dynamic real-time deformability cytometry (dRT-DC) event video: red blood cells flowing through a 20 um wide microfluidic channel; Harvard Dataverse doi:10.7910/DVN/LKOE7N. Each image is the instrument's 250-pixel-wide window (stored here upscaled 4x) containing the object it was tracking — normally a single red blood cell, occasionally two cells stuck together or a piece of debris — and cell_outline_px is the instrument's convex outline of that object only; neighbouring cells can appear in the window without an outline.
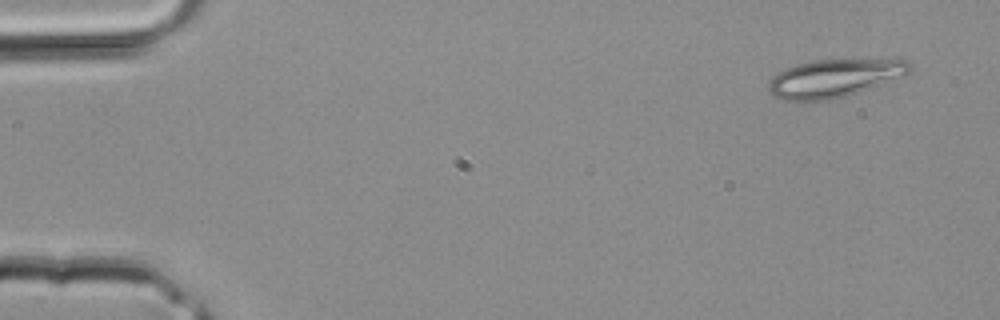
{"species": "common noctule bat (a hibernating species)", "species_latin": "Nyctalus noctula", "temperature_condition": "room temperature", "stored_images_in_passage": 4, "camera_frame_rate_fps": 3000, "um_per_image_px": 0.085, "animal": {"sex": "male", "body_mass_g": 20.4}, "frame": {"image": 1, "passage_image": 1, "time_ms": 0.0, "image_size_px": [1000, 320], "cell_outline_px": [[912, 68], [904, 76], [848, 96], [828, 100], [784, 100], [776, 96], [768, 88], [768, 80], [772, 76], [784, 68], [796, 64], [812, 60], [908, 60], [912, 64]], "centroid_in_image_um": [70.91, 6.64], "position_along_channel_um": 14.1, "area_um2": 31.1}}